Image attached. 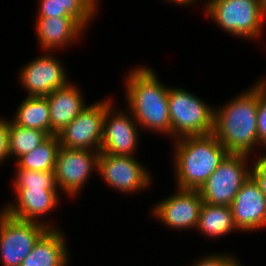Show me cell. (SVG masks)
<instances>
[{
    "label": "cell",
    "instance_id": "obj_22",
    "mask_svg": "<svg viewBox=\"0 0 266 266\" xmlns=\"http://www.w3.org/2000/svg\"><path fill=\"white\" fill-rule=\"evenodd\" d=\"M59 148L60 141L58 136L51 135L33 151L20 157L16 164L20 168L31 171H55Z\"/></svg>",
    "mask_w": 266,
    "mask_h": 266
},
{
    "label": "cell",
    "instance_id": "obj_4",
    "mask_svg": "<svg viewBox=\"0 0 266 266\" xmlns=\"http://www.w3.org/2000/svg\"><path fill=\"white\" fill-rule=\"evenodd\" d=\"M204 13L230 35L258 42L262 38L266 10L259 0H205Z\"/></svg>",
    "mask_w": 266,
    "mask_h": 266
},
{
    "label": "cell",
    "instance_id": "obj_19",
    "mask_svg": "<svg viewBox=\"0 0 266 266\" xmlns=\"http://www.w3.org/2000/svg\"><path fill=\"white\" fill-rule=\"evenodd\" d=\"M100 0H39L37 17H73L86 30L97 15Z\"/></svg>",
    "mask_w": 266,
    "mask_h": 266
},
{
    "label": "cell",
    "instance_id": "obj_3",
    "mask_svg": "<svg viewBox=\"0 0 266 266\" xmlns=\"http://www.w3.org/2000/svg\"><path fill=\"white\" fill-rule=\"evenodd\" d=\"M172 141L177 189L199 190L228 154L213 133Z\"/></svg>",
    "mask_w": 266,
    "mask_h": 266
},
{
    "label": "cell",
    "instance_id": "obj_16",
    "mask_svg": "<svg viewBox=\"0 0 266 266\" xmlns=\"http://www.w3.org/2000/svg\"><path fill=\"white\" fill-rule=\"evenodd\" d=\"M35 31L43 51L55 52L79 42L87 30L73 17H37Z\"/></svg>",
    "mask_w": 266,
    "mask_h": 266
},
{
    "label": "cell",
    "instance_id": "obj_29",
    "mask_svg": "<svg viewBox=\"0 0 266 266\" xmlns=\"http://www.w3.org/2000/svg\"><path fill=\"white\" fill-rule=\"evenodd\" d=\"M165 1V0H164ZM199 0H166V2H172L175 5L177 4L178 6L180 5L182 6H187V5H191V4H195V2L197 3Z\"/></svg>",
    "mask_w": 266,
    "mask_h": 266
},
{
    "label": "cell",
    "instance_id": "obj_26",
    "mask_svg": "<svg viewBox=\"0 0 266 266\" xmlns=\"http://www.w3.org/2000/svg\"><path fill=\"white\" fill-rule=\"evenodd\" d=\"M233 254L213 253L203 255L202 258L196 260L192 266H236L240 261Z\"/></svg>",
    "mask_w": 266,
    "mask_h": 266
},
{
    "label": "cell",
    "instance_id": "obj_30",
    "mask_svg": "<svg viewBox=\"0 0 266 266\" xmlns=\"http://www.w3.org/2000/svg\"><path fill=\"white\" fill-rule=\"evenodd\" d=\"M262 7L266 10V0H259Z\"/></svg>",
    "mask_w": 266,
    "mask_h": 266
},
{
    "label": "cell",
    "instance_id": "obj_17",
    "mask_svg": "<svg viewBox=\"0 0 266 266\" xmlns=\"http://www.w3.org/2000/svg\"><path fill=\"white\" fill-rule=\"evenodd\" d=\"M71 81L45 96L50 109V136L58 135L88 105L85 97Z\"/></svg>",
    "mask_w": 266,
    "mask_h": 266
},
{
    "label": "cell",
    "instance_id": "obj_25",
    "mask_svg": "<svg viewBox=\"0 0 266 266\" xmlns=\"http://www.w3.org/2000/svg\"><path fill=\"white\" fill-rule=\"evenodd\" d=\"M257 131L259 148L261 146L264 152L266 150V81L261 78L258 80Z\"/></svg>",
    "mask_w": 266,
    "mask_h": 266
},
{
    "label": "cell",
    "instance_id": "obj_9",
    "mask_svg": "<svg viewBox=\"0 0 266 266\" xmlns=\"http://www.w3.org/2000/svg\"><path fill=\"white\" fill-rule=\"evenodd\" d=\"M100 100L87 105L80 114L57 135L60 146L100 152L106 108L114 101L109 97Z\"/></svg>",
    "mask_w": 266,
    "mask_h": 266
},
{
    "label": "cell",
    "instance_id": "obj_5",
    "mask_svg": "<svg viewBox=\"0 0 266 266\" xmlns=\"http://www.w3.org/2000/svg\"><path fill=\"white\" fill-rule=\"evenodd\" d=\"M168 108L173 140L213 133L214 107L189 90L169 86Z\"/></svg>",
    "mask_w": 266,
    "mask_h": 266
},
{
    "label": "cell",
    "instance_id": "obj_23",
    "mask_svg": "<svg viewBox=\"0 0 266 266\" xmlns=\"http://www.w3.org/2000/svg\"><path fill=\"white\" fill-rule=\"evenodd\" d=\"M49 135L37 129L24 128L8 119L9 155L15 162L42 144Z\"/></svg>",
    "mask_w": 266,
    "mask_h": 266
},
{
    "label": "cell",
    "instance_id": "obj_20",
    "mask_svg": "<svg viewBox=\"0 0 266 266\" xmlns=\"http://www.w3.org/2000/svg\"><path fill=\"white\" fill-rule=\"evenodd\" d=\"M196 229L205 237L215 240L228 235L231 231H238L230 206L206 203L201 207Z\"/></svg>",
    "mask_w": 266,
    "mask_h": 266
},
{
    "label": "cell",
    "instance_id": "obj_12",
    "mask_svg": "<svg viewBox=\"0 0 266 266\" xmlns=\"http://www.w3.org/2000/svg\"><path fill=\"white\" fill-rule=\"evenodd\" d=\"M113 103L106 108L100 153L136 156L141 129L127 108L117 111Z\"/></svg>",
    "mask_w": 266,
    "mask_h": 266
},
{
    "label": "cell",
    "instance_id": "obj_13",
    "mask_svg": "<svg viewBox=\"0 0 266 266\" xmlns=\"http://www.w3.org/2000/svg\"><path fill=\"white\" fill-rule=\"evenodd\" d=\"M175 191L152 207V216L170 229L196 230L203 205L199 191L177 188Z\"/></svg>",
    "mask_w": 266,
    "mask_h": 266
},
{
    "label": "cell",
    "instance_id": "obj_14",
    "mask_svg": "<svg viewBox=\"0 0 266 266\" xmlns=\"http://www.w3.org/2000/svg\"><path fill=\"white\" fill-rule=\"evenodd\" d=\"M15 202L2 205L3 210L7 215L23 220L34 221L46 225L49 228H59L46 221V214L54 212L56 207L60 205V191L49 190L48 188H13ZM49 223V224H48Z\"/></svg>",
    "mask_w": 266,
    "mask_h": 266
},
{
    "label": "cell",
    "instance_id": "obj_11",
    "mask_svg": "<svg viewBox=\"0 0 266 266\" xmlns=\"http://www.w3.org/2000/svg\"><path fill=\"white\" fill-rule=\"evenodd\" d=\"M54 53L44 51L20 67L18 80L27 96L45 97L71 81L64 64Z\"/></svg>",
    "mask_w": 266,
    "mask_h": 266
},
{
    "label": "cell",
    "instance_id": "obj_28",
    "mask_svg": "<svg viewBox=\"0 0 266 266\" xmlns=\"http://www.w3.org/2000/svg\"><path fill=\"white\" fill-rule=\"evenodd\" d=\"M8 159H10L8 120L4 117H0V164L5 163Z\"/></svg>",
    "mask_w": 266,
    "mask_h": 266
},
{
    "label": "cell",
    "instance_id": "obj_2",
    "mask_svg": "<svg viewBox=\"0 0 266 266\" xmlns=\"http://www.w3.org/2000/svg\"><path fill=\"white\" fill-rule=\"evenodd\" d=\"M247 89L224 105L215 106L213 134L228 153L253 157L251 154L259 146L258 81Z\"/></svg>",
    "mask_w": 266,
    "mask_h": 266
},
{
    "label": "cell",
    "instance_id": "obj_18",
    "mask_svg": "<svg viewBox=\"0 0 266 266\" xmlns=\"http://www.w3.org/2000/svg\"><path fill=\"white\" fill-rule=\"evenodd\" d=\"M66 243V236L61 228H49L21 266H69L70 253Z\"/></svg>",
    "mask_w": 266,
    "mask_h": 266
},
{
    "label": "cell",
    "instance_id": "obj_15",
    "mask_svg": "<svg viewBox=\"0 0 266 266\" xmlns=\"http://www.w3.org/2000/svg\"><path fill=\"white\" fill-rule=\"evenodd\" d=\"M230 207L240 232L250 233L266 227V196L251 175L239 189Z\"/></svg>",
    "mask_w": 266,
    "mask_h": 266
},
{
    "label": "cell",
    "instance_id": "obj_24",
    "mask_svg": "<svg viewBox=\"0 0 266 266\" xmlns=\"http://www.w3.org/2000/svg\"><path fill=\"white\" fill-rule=\"evenodd\" d=\"M13 188H48L58 190L55 181V171H31L20 168L16 164Z\"/></svg>",
    "mask_w": 266,
    "mask_h": 266
},
{
    "label": "cell",
    "instance_id": "obj_21",
    "mask_svg": "<svg viewBox=\"0 0 266 266\" xmlns=\"http://www.w3.org/2000/svg\"><path fill=\"white\" fill-rule=\"evenodd\" d=\"M11 120L24 128L42 130L50 136V109L46 97L26 96Z\"/></svg>",
    "mask_w": 266,
    "mask_h": 266
},
{
    "label": "cell",
    "instance_id": "obj_7",
    "mask_svg": "<svg viewBox=\"0 0 266 266\" xmlns=\"http://www.w3.org/2000/svg\"><path fill=\"white\" fill-rule=\"evenodd\" d=\"M49 229L44 224L23 221L0 210L1 266H21L39 238Z\"/></svg>",
    "mask_w": 266,
    "mask_h": 266
},
{
    "label": "cell",
    "instance_id": "obj_1",
    "mask_svg": "<svg viewBox=\"0 0 266 266\" xmlns=\"http://www.w3.org/2000/svg\"><path fill=\"white\" fill-rule=\"evenodd\" d=\"M156 72L137 65L124 77L126 108L140 129L171 137L168 108L169 86L159 81Z\"/></svg>",
    "mask_w": 266,
    "mask_h": 266
},
{
    "label": "cell",
    "instance_id": "obj_6",
    "mask_svg": "<svg viewBox=\"0 0 266 266\" xmlns=\"http://www.w3.org/2000/svg\"><path fill=\"white\" fill-rule=\"evenodd\" d=\"M250 158L245 154L228 153L198 190L203 203L231 206L239 189L251 175L253 162L250 164Z\"/></svg>",
    "mask_w": 266,
    "mask_h": 266
},
{
    "label": "cell",
    "instance_id": "obj_8",
    "mask_svg": "<svg viewBox=\"0 0 266 266\" xmlns=\"http://www.w3.org/2000/svg\"><path fill=\"white\" fill-rule=\"evenodd\" d=\"M98 176L105 183L121 193L135 194L148 189L154 178L148 168L136 156H121L100 153Z\"/></svg>",
    "mask_w": 266,
    "mask_h": 266
},
{
    "label": "cell",
    "instance_id": "obj_10",
    "mask_svg": "<svg viewBox=\"0 0 266 266\" xmlns=\"http://www.w3.org/2000/svg\"><path fill=\"white\" fill-rule=\"evenodd\" d=\"M99 154L96 151L60 146L56 157L55 181L65 197H77L82 193L91 174L98 171Z\"/></svg>",
    "mask_w": 266,
    "mask_h": 266
},
{
    "label": "cell",
    "instance_id": "obj_27",
    "mask_svg": "<svg viewBox=\"0 0 266 266\" xmlns=\"http://www.w3.org/2000/svg\"><path fill=\"white\" fill-rule=\"evenodd\" d=\"M265 153L263 154L262 152L261 155L259 154V157L256 156L255 158H252L253 165L251 166V176L255 179L261 191L266 196V154Z\"/></svg>",
    "mask_w": 266,
    "mask_h": 266
}]
</instances>
